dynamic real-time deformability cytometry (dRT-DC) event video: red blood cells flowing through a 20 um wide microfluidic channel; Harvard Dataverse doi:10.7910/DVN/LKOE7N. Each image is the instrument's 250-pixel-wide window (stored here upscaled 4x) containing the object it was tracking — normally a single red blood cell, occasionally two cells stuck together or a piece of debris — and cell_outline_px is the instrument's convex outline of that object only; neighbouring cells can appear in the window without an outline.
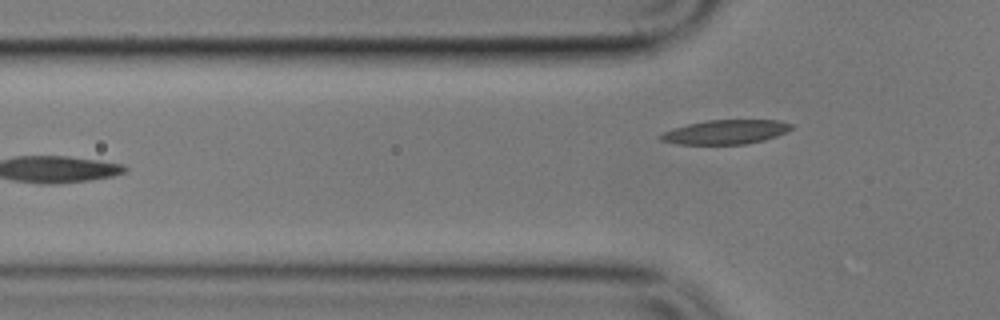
{"species": "common noctule bat (a hibernating species)", "species_latin": "Nyctalus noctula", "temperature_condition": "cold", "stored_images_in_passage": 10, "camera_frame_rate_fps": 3000, "um_per_image_px": 0.085, "animal": {"sex": "male", "body_mass_g": 17.9}, "frame": {"image": 1, "passage_image": 6, "time_ms": 6.333, "image_size_px": [1000, 320], "cell_outline_px": [[792, 128], [776, 136], [764, 140], [748, 144], [676, 144], [660, 140], [656, 136], [672, 128], [688, 124], [708, 120], [780, 120], [792, 124]], "centroid_in_image_um": [61.64, 11.22], "position_along_channel_um": 64.2, "area_um2": 18.5}}